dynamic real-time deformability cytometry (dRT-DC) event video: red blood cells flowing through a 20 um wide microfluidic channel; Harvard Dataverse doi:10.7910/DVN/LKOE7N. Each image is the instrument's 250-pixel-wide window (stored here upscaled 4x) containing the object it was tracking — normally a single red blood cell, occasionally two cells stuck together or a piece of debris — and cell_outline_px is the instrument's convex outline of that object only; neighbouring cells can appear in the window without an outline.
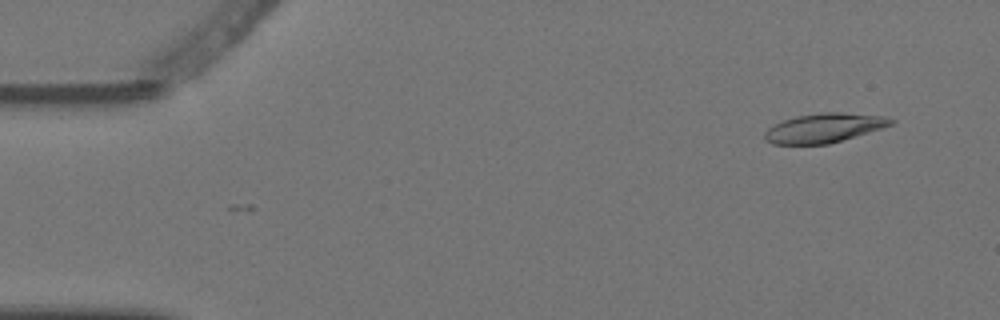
{"species": "Egyptian fruit bat (a non-hibernating species)", "species_latin": "Rousettus aegyptiacus", "temperature_condition": "warm", "stored_images_in_passage": 4, "camera_frame_rate_fps": 3000, "um_per_image_px": 0.085, "animal": {"sex": "female"}, "frame": {"image": 1, "passage_image": 1, "time_ms": 0.0, "image_size_px": [1000, 320], "cell_outline_px": [[896, 120], [892, 124], [880, 128], [828, 144], [772, 144], [764, 140], [764, 132], [768, 128], [784, 120], [796, 116], [820, 112], [840, 112], [884, 116]], "centroid_in_image_um": [70.01, 10.87], "position_along_channel_um": 15.0, "area_um2": 21.27}}
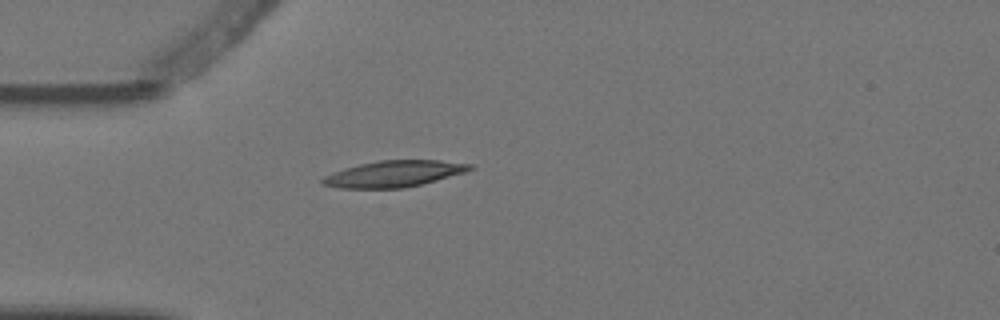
{"frame": {"image": 2, "passage_image": 4, "time_ms": 1.0, "image_size_px": [1000, 320], "cell_outline_px": [[472, 168], [464, 172], [436, 180], [404, 188], [340, 188], [320, 184], [320, 180], [324, 176], [332, 172], [344, 168], [360, 164], [380, 160], [440, 160], [472, 164]], "centroid_in_image_um": [33.42, 14.77], "position_along_channel_um": 51.6, "area_um2": 22.43}}